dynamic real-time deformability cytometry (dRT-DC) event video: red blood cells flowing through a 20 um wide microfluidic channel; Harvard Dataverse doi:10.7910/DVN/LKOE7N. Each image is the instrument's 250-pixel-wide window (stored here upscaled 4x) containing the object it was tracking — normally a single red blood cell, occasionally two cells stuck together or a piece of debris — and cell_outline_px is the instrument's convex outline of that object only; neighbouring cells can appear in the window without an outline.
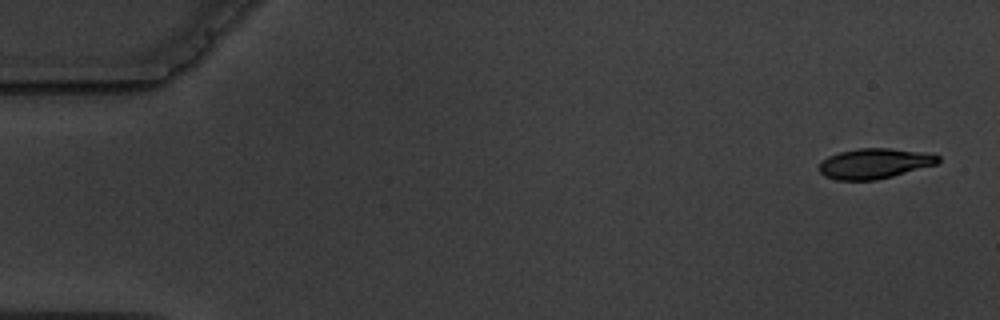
{"species": "common noctule bat (a hibernating species)", "species_latin": "Nyctalus noctula", "temperature_condition": "warm", "stored_images_in_passage": 5, "camera_frame_rate_fps": 3000, "um_per_image_px": 0.085, "animal": {"sex": "male", "body_mass_g": 19.5, "forearm_length_mm": 54.6}, "frame": {"image": 1, "passage_image": 1, "time_ms": 0.0, "image_size_px": [1000, 320], "cell_outline_px": [[940, 164], [876, 180], [836, 180], [824, 176], [816, 168], [828, 156], [840, 152], [856, 148], [888, 148], [928, 152], [940, 156]], "centroid_in_image_um": [74.37, 13.89], "position_along_channel_um": 10.6, "area_um2": 21.27}}
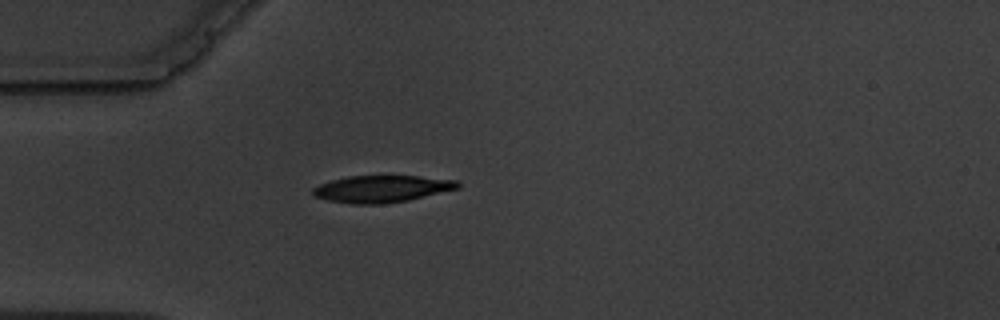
{"frame": {"image": 2, "passage_image": 5, "time_ms": 4.667, "image_size_px": [1000, 320], "cell_outline_px": [[460, 188], [408, 200], [380, 204], [352, 204], [328, 200], [316, 196], [312, 192], [312, 188], [320, 184], [332, 180], [348, 176], [420, 176], [456, 180], [460, 184]], "centroid_in_image_um": [32.46, 16.05], "position_along_channel_um": 52.5, "area_um2": 22.6}}